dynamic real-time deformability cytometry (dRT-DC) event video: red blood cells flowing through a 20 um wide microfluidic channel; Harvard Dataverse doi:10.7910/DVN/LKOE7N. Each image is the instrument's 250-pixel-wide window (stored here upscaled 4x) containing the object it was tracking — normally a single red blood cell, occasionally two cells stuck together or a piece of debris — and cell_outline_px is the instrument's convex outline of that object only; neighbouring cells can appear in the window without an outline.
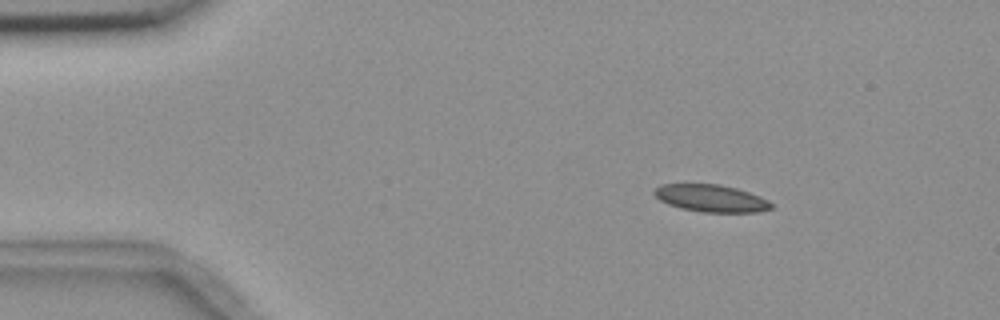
{"species": "common noctule bat (a hibernating species)", "species_latin": "Nyctalus noctula", "temperature_condition": "room temperature", "stored_images_in_passage": 12, "camera_frame_rate_fps": 3000, "um_per_image_px": 0.085, "animal": {"sex": "female", "body_mass_g": 18.4}, "frame": {"image": 1, "passage_image": 2, "time_ms": 1.333, "image_size_px": [1000, 320], "cell_outline_px": [[772, 208], [756, 212], [704, 212], [680, 208], [668, 204], [660, 200], [652, 192], [660, 184], [720, 184], [736, 188], [760, 196], [768, 200], [772, 204]], "centroid_in_image_um": [60.43, 16.85], "position_along_channel_um": 24.6, "area_um2": 18.5}}
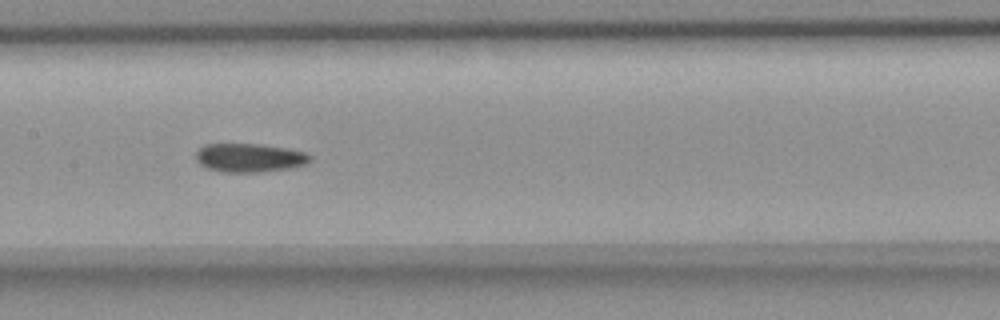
{"frame": {"image": 2, "passage_image": 7, "time_ms": 7.667, "image_size_px": [1000, 320], "cell_outline_px": [[312, 160], [304, 164], [288, 168], [256, 172], [220, 172], [208, 168], [200, 164], [196, 160], [196, 152], [204, 144], [260, 144], [288, 148], [304, 152], [312, 156]], "centroid_in_image_um": [21.19, 13.4], "position_along_channel_um": 186.2, "area_um2": 19.02}}
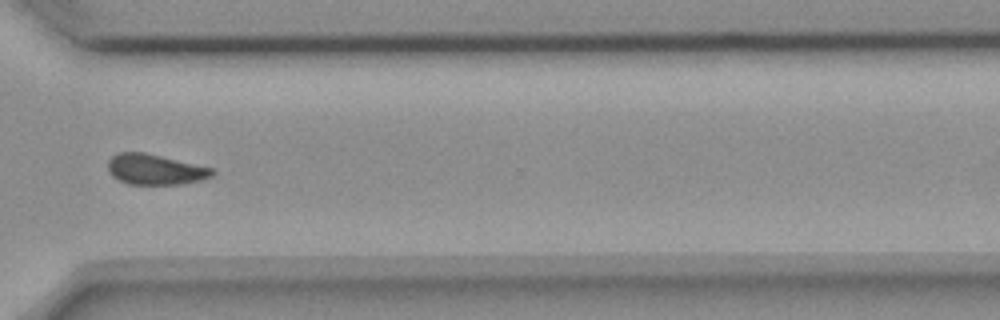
{"frame": {"image": 3, "passage_image": 11, "time_ms": 12.333, "image_size_px": [1000, 320], "cell_outline_px": [[216, 172], [212, 176], [200, 180], [180, 184], [128, 184], [112, 176], [108, 172], [108, 160], [116, 152], [144, 152], [212, 168]], "centroid_in_image_um": [13.15, 14.4], "position_along_channel_um": 357.4, "area_um2": 18.44}, "authors_computed_cell_mechanics": {"area_um2": 19.2763, "velocity_mm_per_s": 3.6543, "shape_relaxation_time_tau1_ms": 6.3997, "shape_relaxation_time_tau2_ms": 4.3249, "deformation_change_tau1": 0.0906, "deformation_change_tau2": 0.0733}}